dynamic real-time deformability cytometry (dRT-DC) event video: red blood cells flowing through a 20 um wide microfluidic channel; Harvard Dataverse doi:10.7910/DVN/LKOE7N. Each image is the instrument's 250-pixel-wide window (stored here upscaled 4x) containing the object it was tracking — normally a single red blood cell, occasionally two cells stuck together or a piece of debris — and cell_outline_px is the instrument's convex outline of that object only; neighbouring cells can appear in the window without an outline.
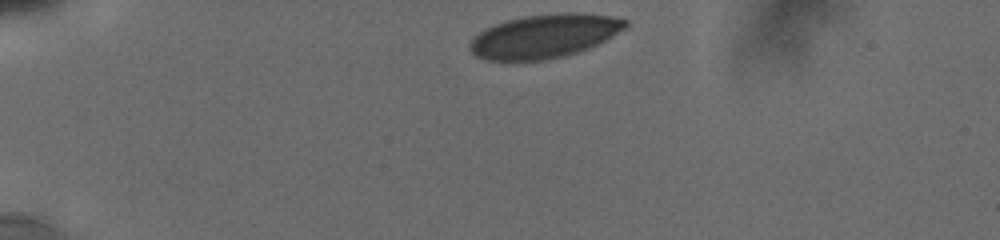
{"species": "human", "species_latin": "Homo sapiens", "temperature_condition": "cold", "stored_images_in_passage": 15, "camera_frame_rate_fps": 3000, "um_per_image_px": 0.085, "donor": {"sex": "male"}, "frame": {"image": 1, "passage_image": 1, "time_ms": 0.0, "image_size_px": [1000, 240], "cell_outline_px": [[628, 28], [588, 48], [564, 56], [544, 60], [488, 60], [476, 56], [468, 48], [468, 44], [484, 28], [508, 20], [524, 16], [560, 12], [580, 12], [608, 16], [628, 20]], "centroid_in_image_um": [46.28, 3.06], "position_along_channel_um": 38.7, "area_um2": 39.48}}